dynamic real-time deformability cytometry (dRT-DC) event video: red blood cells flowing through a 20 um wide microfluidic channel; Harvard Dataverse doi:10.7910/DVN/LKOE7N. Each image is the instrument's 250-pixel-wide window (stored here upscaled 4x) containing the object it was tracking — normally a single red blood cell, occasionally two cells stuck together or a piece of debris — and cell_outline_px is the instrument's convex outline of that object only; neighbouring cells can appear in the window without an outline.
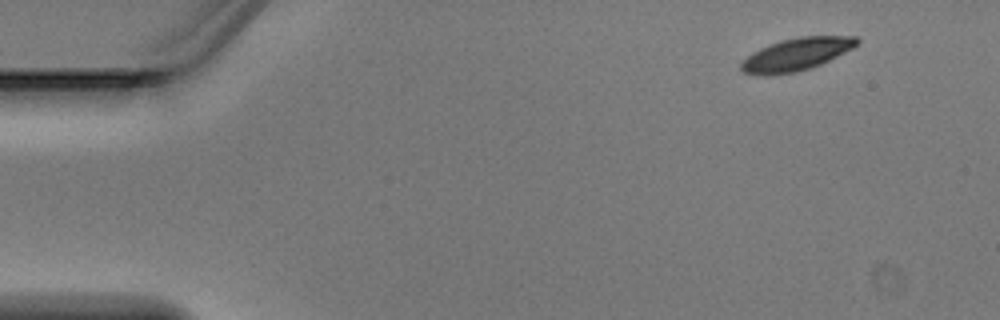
{"species": "Egyptian fruit bat (a non-hibernating species)", "species_latin": "Rousettus aegyptiacus", "temperature_condition": "warm", "stored_images_in_passage": 4, "camera_frame_rate_fps": 3000, "um_per_image_px": 0.085, "animal": {"sex": "male"}, "frame": {"image": 1, "passage_image": 1, "time_ms": 0.0, "image_size_px": [1000, 320], "cell_outline_px": [[860, 40], [852, 48], [812, 68], [796, 72], [744, 72], [740, 68], [740, 64], [752, 52], [760, 48], [784, 40], [800, 36], [856, 36]], "centroid_in_image_um": [67.77, 4.57], "position_along_channel_um": 17.2, "area_um2": 20.87}}
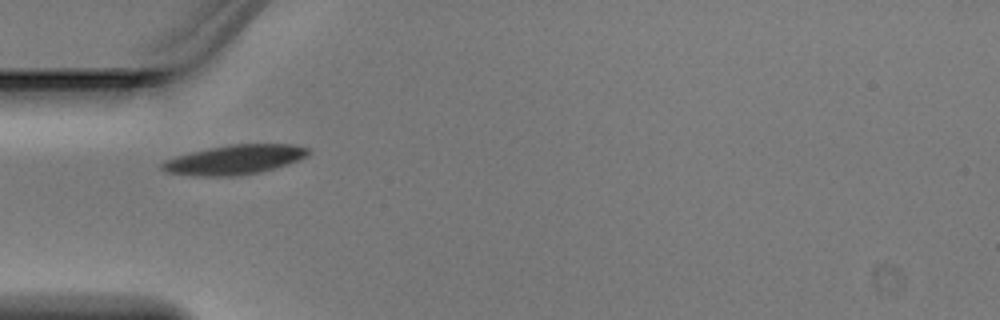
{"frame": {"image": 2, "passage_image": 4, "time_ms": 1.0, "image_size_px": [1000, 320], "cell_outline_px": [[312, 152], [308, 156], [300, 160], [288, 164], [260, 172], [236, 176], [192, 176], [164, 172], [160, 168], [160, 164], [164, 160], [176, 156], [208, 148], [232, 144], [292, 144], [308, 148]], "centroid_in_image_um": [19.93, 13.58], "position_along_channel_um": 65.1, "area_um2": 25.37}}